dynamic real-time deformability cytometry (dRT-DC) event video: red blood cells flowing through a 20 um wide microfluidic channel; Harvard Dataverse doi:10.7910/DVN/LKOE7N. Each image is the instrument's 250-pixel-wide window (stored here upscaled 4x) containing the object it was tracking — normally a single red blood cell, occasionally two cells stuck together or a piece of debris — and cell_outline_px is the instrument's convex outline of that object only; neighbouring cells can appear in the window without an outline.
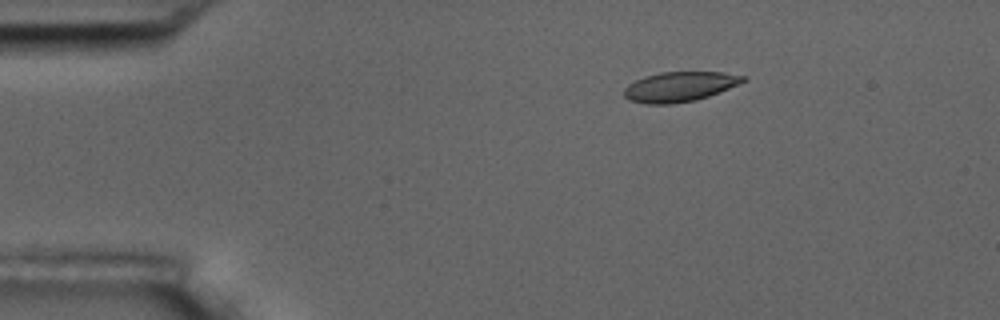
{"species": "common noctule bat (a hibernating species)", "species_latin": "Nyctalus noctula", "temperature_condition": "room temperature", "stored_images_in_passage": 47, "camera_frame_rate_fps": 3000, "um_per_image_px": 0.085, "animal": {"sex": "male", "body_mass_g": 17.5, "forearm_length_mm": 52.3}, "frame": {"image": 1, "passage_image": 1, "time_ms": 0.0, "image_size_px": [1000, 320], "cell_outline_px": [[748, 80], [708, 96], [696, 100], [672, 104], [648, 104], [628, 100], [624, 96], [624, 88], [628, 84], [644, 76], [660, 72], [724, 72], [748, 76]], "centroid_in_image_um": [57.77, 7.36], "position_along_channel_um": 27.2, "area_um2": 20.81}}
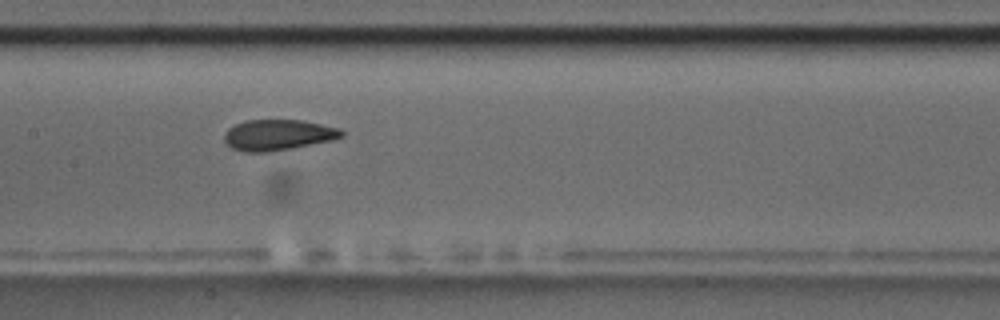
{"frame": {"image": 2, "passage_image": 19, "time_ms": 6.0, "image_size_px": [1000, 320], "cell_outline_px": [[344, 136], [332, 140], [292, 148], [268, 152], [244, 152], [232, 148], [224, 140], [224, 132], [228, 128], [244, 120], [304, 120], [340, 128], [344, 132]], "centroid_in_image_um": [23.63, 11.46], "position_along_channel_um": 183.8, "area_um2": 21.15}}
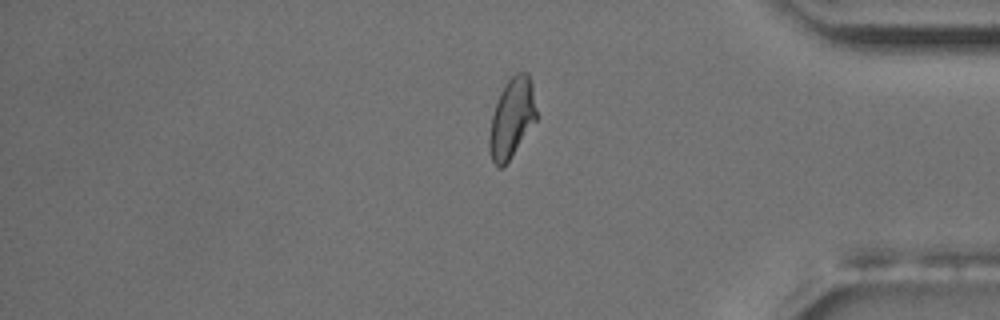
{"frame": {"image": 3, "passage_image": 38, "time_ms": 12.333, "image_size_px": [1000, 320], "cell_outline_px": [[536, 120], [508, 160], [500, 168], [496, 168], [492, 160], [488, 144], [488, 136], [492, 116], [500, 92], [504, 84], [516, 72], [528, 72], [532, 84], [536, 112]], "centroid_in_image_um": [43.48, 10.01], "position_along_channel_um": 391.7, "area_um2": 21.5}, "authors_computed_cell_mechanics": {"area_um2": 21.4438, "velocity_mm_per_s": 3.6458, "shape_relaxation_time_tau1_ms": 7.5021, "shape_relaxation_time_tau2_ms": 1.83, "deformation_change_tau1": 0.1918, "deformation_change_tau2": 0.0749}}